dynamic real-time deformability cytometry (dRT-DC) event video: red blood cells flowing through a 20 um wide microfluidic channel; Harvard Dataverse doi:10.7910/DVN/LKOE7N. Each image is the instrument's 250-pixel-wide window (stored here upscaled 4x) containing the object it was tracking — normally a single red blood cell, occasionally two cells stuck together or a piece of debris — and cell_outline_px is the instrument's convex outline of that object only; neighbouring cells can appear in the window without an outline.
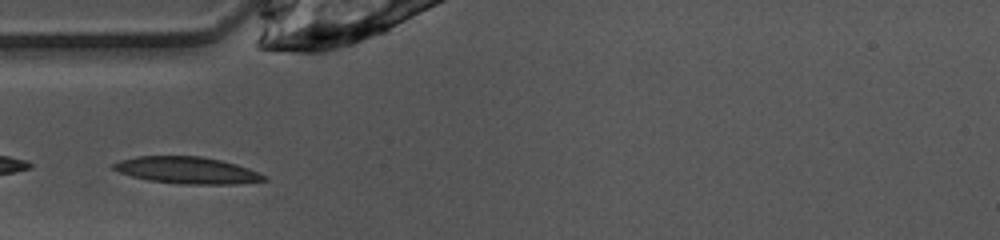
{"species": "common noctule bat (a hibernating species)", "species_latin": "Nyctalus noctula", "temperature_condition": "warm", "stored_images_in_passage": 26, "camera_frame_rate_fps": 3000, "um_per_image_px": 0.085, "animal": {"sex": "female", "body_mass_g": 10.0, "forearm_length_mm": 53.1}, "frame": {"image": 1, "passage_image": 2, "time_ms": 0.333, "image_size_px": [1000, 240], "cell_outline_px": [[268, 180], [236, 184], [180, 184], [148, 180], [132, 176], [120, 172], [112, 168], [112, 164], [120, 160], [136, 156], [200, 156], [220, 160], [236, 164], [248, 168], [264, 176]], "centroid_in_image_um": [15.88, 14.47], "position_along_channel_um": 69.1, "area_um2": 23.35}}
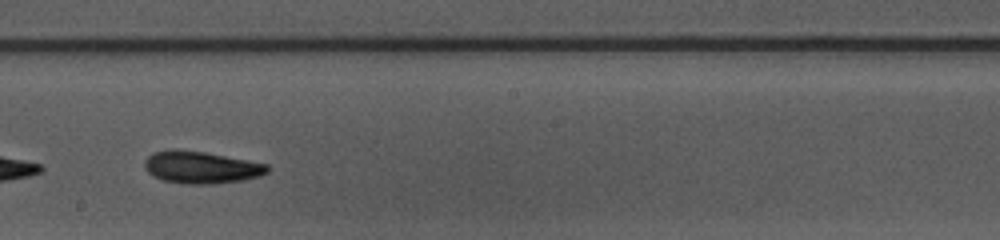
{"frame": {"image": 2, "passage_image": 14, "time_ms": 4.333, "image_size_px": [1000, 240], "cell_outline_px": [[268, 172], [260, 176], [244, 180], [216, 184], [180, 184], [164, 180], [152, 176], [144, 168], [144, 160], [152, 152], [172, 148], [204, 152], [248, 160], [268, 164]], "centroid_in_image_um": [17.06, 14.22], "position_along_channel_um": 231.1, "area_um2": 23.35}}
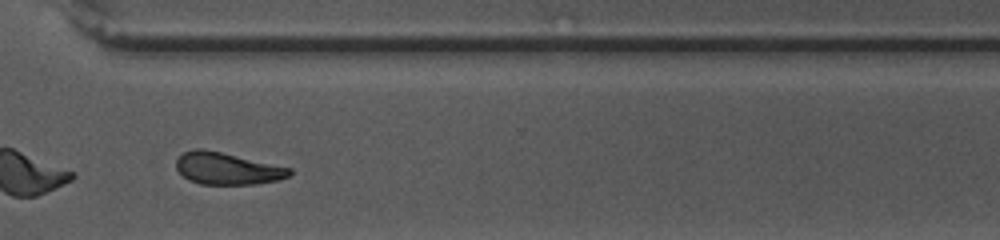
{"frame": {"image": 3, "passage_image": 23, "time_ms": 7.333, "image_size_px": [1000, 240], "cell_outline_px": [[292, 172], [288, 176], [280, 180], [256, 184], [200, 184], [188, 180], [176, 168], [176, 160], [184, 152], [196, 148], [204, 148], [292, 168]], "centroid_in_image_um": [19.32, 14.32], "position_along_channel_um": 351.3, "area_um2": 21.15}, "authors_computed_cell_mechanics": {"area_um2": 22.1085, "velocity_mm_per_s": 4.0096, "shape_relaxation_time_tau1_ms": 7.3921, "shape_relaxation_time_tau2_ms": null, "deformation_change_tau1": 0.1996, "deformation_change_tau2": null}}